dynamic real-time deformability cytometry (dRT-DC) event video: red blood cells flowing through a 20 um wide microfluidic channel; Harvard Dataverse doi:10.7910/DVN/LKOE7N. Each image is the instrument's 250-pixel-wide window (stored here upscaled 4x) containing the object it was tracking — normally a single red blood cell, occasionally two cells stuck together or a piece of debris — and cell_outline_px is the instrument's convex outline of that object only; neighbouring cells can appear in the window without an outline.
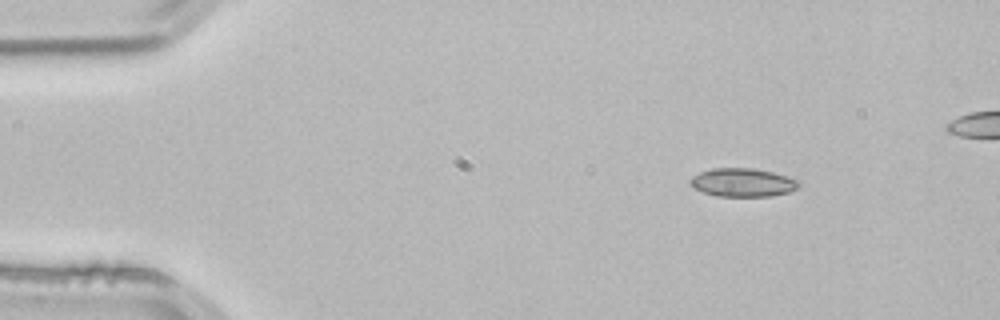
{"species": "common noctule bat (a hibernating species)", "species_latin": "Nyctalus noctula", "temperature_condition": "room temperature", "stored_images_in_passage": 2, "camera_frame_rate_fps": 3000, "um_per_image_px": 0.085, "animal": {"sex": "male", "body_mass_g": 21.5, "forearm_length_mm": 52.0}, "frame": {"image": 1, "passage_image": 1, "time_ms": 0.0, "image_size_px": [1000, 320], "cell_outline_px": [[804, 184], [788, 192], [772, 196], [716, 196], [704, 192], [688, 184], [688, 180], [692, 176], [700, 172], [712, 168], [752, 168], [772, 172], [800, 180]], "centroid_in_image_um": [63.14, 15.51], "position_along_channel_um": 21.9, "area_um2": 18.09}}